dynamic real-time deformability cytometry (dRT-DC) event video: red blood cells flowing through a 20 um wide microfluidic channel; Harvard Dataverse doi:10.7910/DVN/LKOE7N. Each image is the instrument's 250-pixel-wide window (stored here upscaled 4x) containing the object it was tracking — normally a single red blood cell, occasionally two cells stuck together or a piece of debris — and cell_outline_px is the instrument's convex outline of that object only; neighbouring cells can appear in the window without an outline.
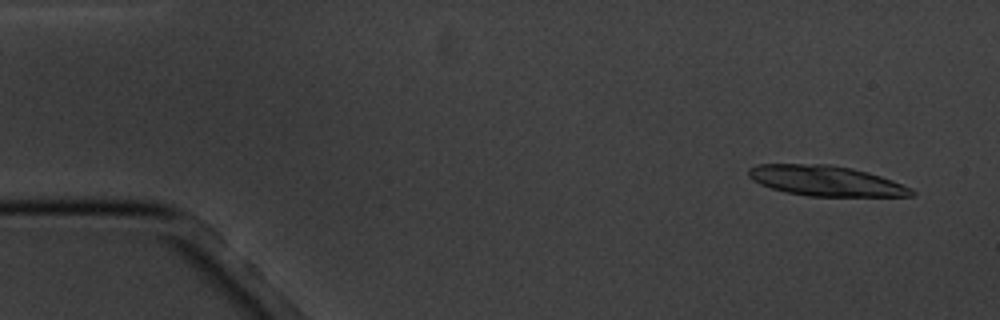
{"species": "common noctule bat (a hibernating species)", "species_latin": "Nyctalus noctula", "temperature_condition": "cold", "stored_images_in_passage": 4, "camera_frame_rate_fps": 3000, "um_per_image_px": 0.085, "animal": {"sex": "male", "body_mass_g": 20.1, "forearm_length_mm": 53.5}, "frame": {"image": 1, "passage_image": 1, "time_ms": 0.0, "image_size_px": [1000, 320], "cell_outline_px": [[916, 192], [912, 196], [808, 196], [784, 192], [760, 184], [752, 180], [748, 176], [748, 168], [756, 164], [828, 164], [852, 168], [868, 172], [892, 180], [912, 188]], "centroid_in_image_um": [70.18, 15.37], "position_along_channel_um": 14.8, "area_um2": 28.84}}